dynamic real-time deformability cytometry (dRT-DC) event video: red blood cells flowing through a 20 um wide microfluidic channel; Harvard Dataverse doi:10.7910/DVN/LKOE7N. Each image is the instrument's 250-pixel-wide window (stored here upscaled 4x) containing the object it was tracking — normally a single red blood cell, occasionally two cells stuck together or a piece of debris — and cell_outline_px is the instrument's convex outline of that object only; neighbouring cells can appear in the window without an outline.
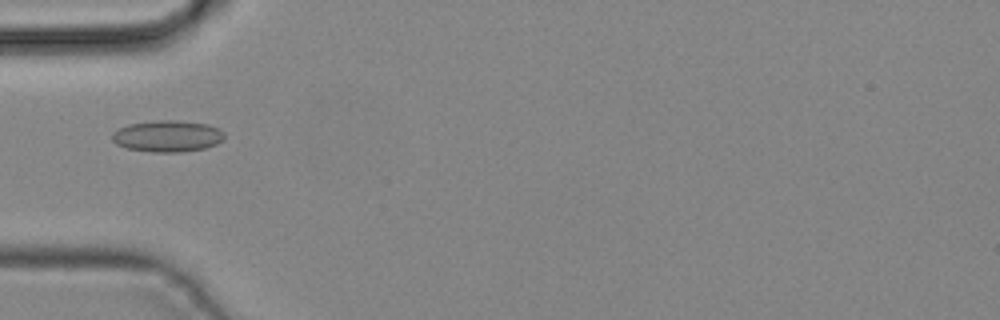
{"species": "common noctule bat (a hibernating species)", "species_latin": "Nyctalus noctula", "temperature_condition": "cold", "stored_images_in_passage": 42, "camera_frame_rate_fps": 3000, "um_per_image_px": 0.085, "animal": {"sex": "male", "body_mass_g": 19.2, "forearm_length_mm": 51.8}, "frame": {"image": 1, "passage_image": 13, "time_ms": 4.0, "image_size_px": [1000, 320], "cell_outline_px": [[224, 136], [216, 144], [204, 148], [180, 152], [152, 152], [128, 148], [116, 144], [112, 140], [112, 132], [128, 124], [156, 120], [176, 120], [208, 124], [220, 128], [224, 132]], "centroid_in_image_um": [14.23, 11.56], "position_along_channel_um": 70.8, "area_um2": 20.58}}
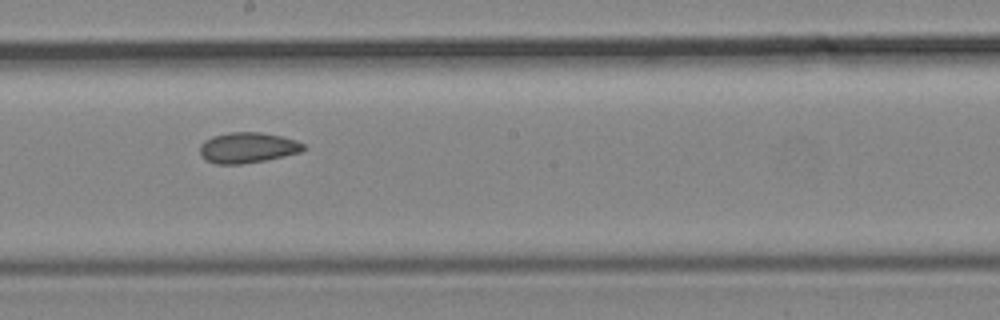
{"frame": {"image": 2, "passage_image": 23, "time_ms": 7.333, "image_size_px": [1000, 320], "cell_outline_px": [[304, 148], [300, 152], [284, 156], [264, 160], [240, 164], [216, 164], [204, 160], [200, 156], [200, 144], [204, 140], [212, 136], [228, 132], [260, 132], [280, 136], [296, 140], [304, 144]], "centroid_in_image_um": [20.99, 12.55], "position_along_channel_um": 227.2, "area_um2": 18.5}}
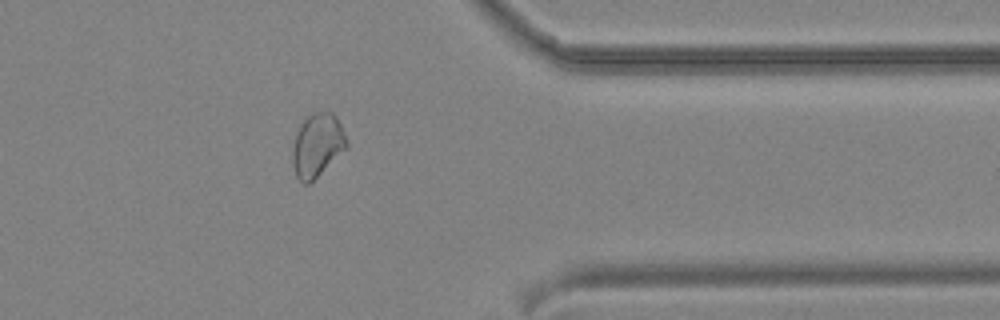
{"frame": {"image": 3, "passage_image": 34, "time_ms": 11.0, "image_size_px": [1000, 320], "cell_outline_px": [[348, 148], [308, 184], [304, 184], [296, 176], [292, 164], [292, 148], [296, 136], [304, 120], [312, 112], [332, 112], [336, 116], [344, 132], [348, 144]], "centroid_in_image_um": [26.98, 12.35], "position_along_channel_um": 384.4, "area_um2": 19.77}}